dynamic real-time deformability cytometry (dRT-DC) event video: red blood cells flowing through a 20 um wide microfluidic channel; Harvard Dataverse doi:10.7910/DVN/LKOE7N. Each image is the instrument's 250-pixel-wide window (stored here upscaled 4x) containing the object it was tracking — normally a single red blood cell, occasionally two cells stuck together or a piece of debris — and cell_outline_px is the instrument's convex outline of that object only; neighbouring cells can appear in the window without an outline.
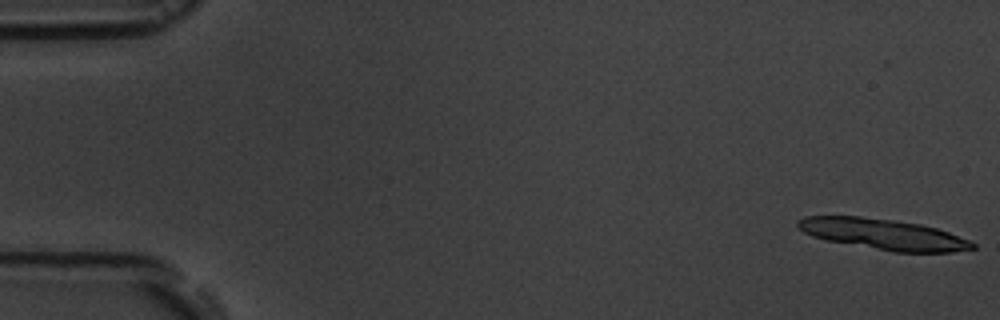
{"species": "common noctule bat (a hibernating species)", "species_latin": "Nyctalus noctula", "temperature_condition": "room temperature", "stored_images_in_passage": 5, "camera_frame_rate_fps": 3000, "um_per_image_px": 0.085, "animal": {"sex": "male", "body_mass_g": 19.5, "forearm_length_mm": 54.6}, "frame": {"image": 1, "passage_image": 1, "time_ms": 0.0, "image_size_px": [1000, 320], "cell_outline_px": [[976, 248], [952, 252], [892, 252], [828, 240], [812, 236], [804, 232], [796, 224], [796, 220], [804, 216], [860, 216], [892, 220], [920, 224], [936, 228], [948, 232], [968, 240], [976, 244]], "centroid_in_image_um": [75.07, 19.91], "position_along_channel_um": 9.9, "area_um2": 31.1}}